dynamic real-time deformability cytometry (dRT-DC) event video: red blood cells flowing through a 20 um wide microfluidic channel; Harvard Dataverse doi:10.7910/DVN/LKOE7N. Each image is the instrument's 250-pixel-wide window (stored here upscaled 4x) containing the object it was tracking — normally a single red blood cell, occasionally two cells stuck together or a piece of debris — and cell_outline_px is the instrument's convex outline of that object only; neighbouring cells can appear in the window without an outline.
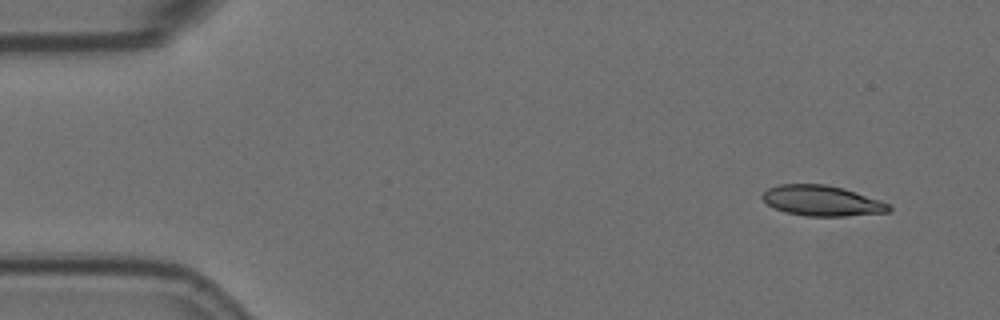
{"species": "Egyptian fruit bat (a non-hibernating species)", "species_latin": "Rousettus aegyptiacus", "temperature_condition": "room temperature", "stored_images_in_passage": 4, "camera_frame_rate_fps": 3000, "um_per_image_px": 0.085, "animal": {"sex": "female"}, "frame": {"image": 1, "passage_image": 1, "time_ms": 0.0, "image_size_px": [1000, 320], "cell_outline_px": [[892, 208], [888, 212], [844, 216], [804, 216], [784, 212], [768, 204], [760, 196], [768, 188], [780, 184], [824, 184], [844, 188], [892, 204]], "centroid_in_image_um": [69.88, 17.06], "position_along_channel_um": 15.1, "area_um2": 22.48}}
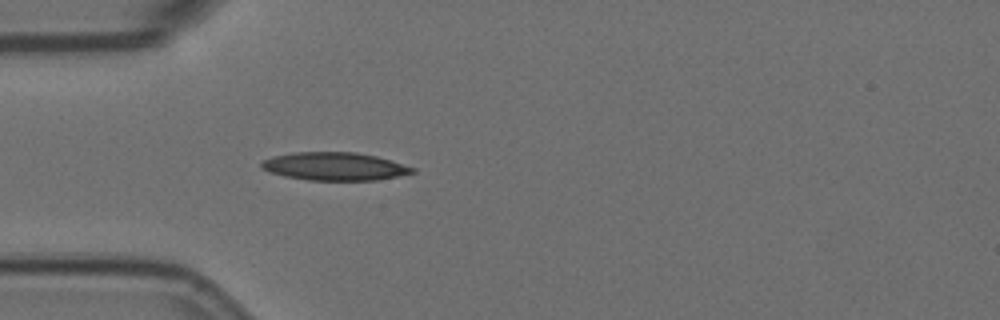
{"frame": {"image": 2, "passage_image": 4, "time_ms": 1.0, "image_size_px": [1000, 320], "cell_outline_px": [[416, 172], [376, 180], [308, 180], [284, 176], [268, 172], [260, 168], [260, 164], [264, 160], [272, 156], [292, 152], [356, 152], [376, 156], [416, 168]], "centroid_in_image_um": [28.4, 14.14], "position_along_channel_um": 56.6, "area_um2": 24.68}}